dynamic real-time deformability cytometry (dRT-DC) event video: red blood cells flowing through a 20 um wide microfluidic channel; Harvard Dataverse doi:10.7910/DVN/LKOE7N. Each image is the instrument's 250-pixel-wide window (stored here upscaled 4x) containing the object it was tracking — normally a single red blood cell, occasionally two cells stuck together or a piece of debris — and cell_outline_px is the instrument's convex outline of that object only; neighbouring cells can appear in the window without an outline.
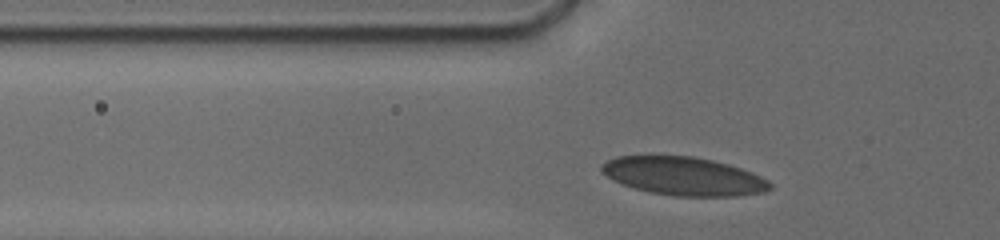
{"species": "human", "species_latin": "Homo sapiens", "temperature_condition": "cold", "stored_images_in_passage": 46, "camera_frame_rate_fps": 3000, "um_per_image_px": 0.085, "donor": {"sex": "male"}, "frame": {"image": 1, "passage_image": 5, "time_ms": 1.0, "image_size_px": [1000, 240], "cell_outline_px": [[772, 188], [764, 192], [740, 196], [676, 196], [648, 192], [612, 180], [600, 172], [600, 164], [616, 156], [692, 156], [712, 160], [728, 164], [752, 172], [768, 180], [772, 184]], "centroid_in_image_um": [58.11, 14.98], "position_along_channel_um": 67.7, "area_um2": 37.69}}
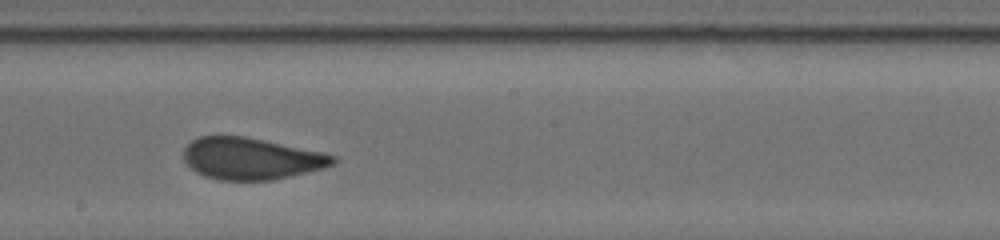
{"frame": {"image": 2, "passage_image": 23, "time_ms": 5.333, "image_size_px": [1000, 240], "cell_outline_px": [[336, 160], [332, 164], [324, 168], [272, 180], [220, 180], [204, 176], [196, 172], [184, 160], [184, 148], [192, 140], [200, 136], [244, 136], [320, 152], [336, 156]], "centroid_in_image_um": [21.31, 13.48], "position_along_channel_um": 226.9, "area_um2": 35.89}}
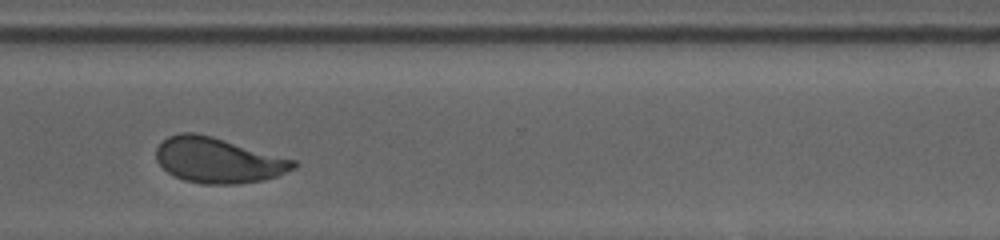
{"frame": {"image": 3, "passage_image": 45, "time_ms": 8.667, "image_size_px": [1000, 240], "cell_outline_px": [[296, 168], [276, 176], [264, 180], [240, 184], [204, 184], [184, 180], [168, 172], [156, 160], [156, 148], [168, 136], [180, 132], [192, 132], [212, 136], [296, 160]], "centroid_in_image_um": [18.55, 13.62], "position_along_channel_um": 352.1, "area_um2": 36.18}}